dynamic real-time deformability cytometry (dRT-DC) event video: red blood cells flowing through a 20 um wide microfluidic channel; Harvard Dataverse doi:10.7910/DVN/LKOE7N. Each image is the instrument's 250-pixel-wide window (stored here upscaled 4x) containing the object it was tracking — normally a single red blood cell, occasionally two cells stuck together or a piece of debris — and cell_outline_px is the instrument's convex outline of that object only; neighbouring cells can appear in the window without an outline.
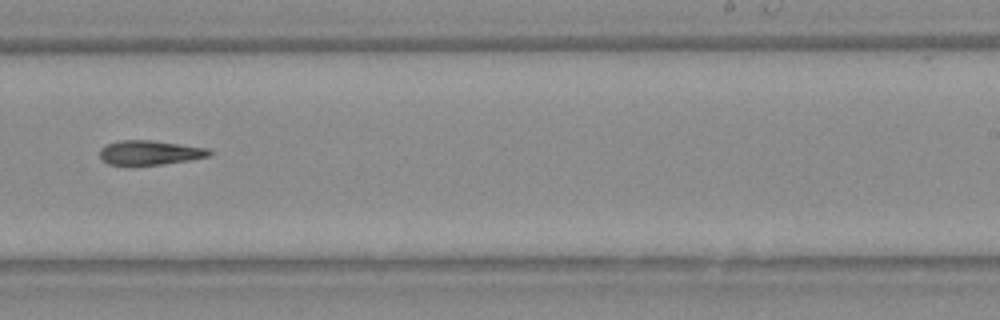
{"species": "Egyptian fruit bat (a non-hibernating species)", "species_latin": "Rousettus aegyptiacus", "temperature_condition": "warm", "stored_images_in_passage": 37, "camera_frame_rate_fps": 3000, "um_per_image_px": 0.085, "animal": {"sex": "female"}, "frame": {"image": 1, "passage_image": 22, "time_ms": 7.0, "image_size_px": [1000, 320], "cell_outline_px": [[212, 152], [208, 156], [192, 160], [160, 164], [108, 164], [100, 156], [100, 148], [108, 144], [120, 140], [152, 140], [208, 148]], "centroid_in_image_um": [12.76, 12.96], "position_along_channel_um": 276.2, "area_um2": 15.32}}
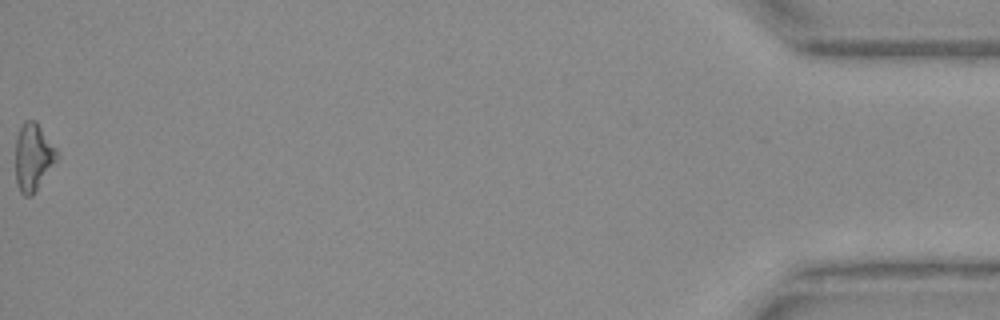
{"frame": {"image": 2, "passage_image": 37, "time_ms": 12.0, "image_size_px": [1000, 320], "cell_outline_px": [[56, 160], [32, 196], [24, 196], [20, 192], [16, 184], [16, 140], [20, 128], [28, 120], [36, 120], [56, 148]], "centroid_in_image_um": [2.8, 13.36], "position_along_channel_um": 432.4, "area_um2": 15.9}}